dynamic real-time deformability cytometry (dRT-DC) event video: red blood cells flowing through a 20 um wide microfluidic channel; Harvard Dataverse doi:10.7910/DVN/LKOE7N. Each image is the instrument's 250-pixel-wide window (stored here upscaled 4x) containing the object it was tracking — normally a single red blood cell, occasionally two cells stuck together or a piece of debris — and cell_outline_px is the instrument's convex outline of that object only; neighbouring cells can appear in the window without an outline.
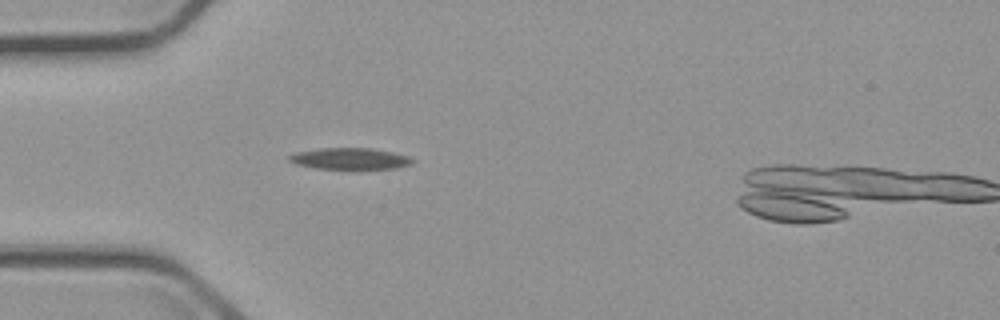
{"species": "common noctule bat (a hibernating species)", "species_latin": "Nyctalus noctula", "temperature_condition": "cold", "stored_images_in_passage": 5, "camera_frame_rate_fps": 3000, "um_per_image_px": 0.085, "animal": {"sex": "male", "body_mass_g": 23.1, "forearm_length_mm": 52.7}, "frame": {"image": 1, "passage_image": 4, "time_ms": 3.333, "image_size_px": [1000, 320], "cell_outline_px": [[416, 160], [412, 164], [396, 168], [316, 168], [296, 164], [288, 160], [284, 156], [296, 152], [316, 148], [372, 148], [392, 152], [408, 156]], "centroid_in_image_um": [29.71, 13.47], "position_along_channel_um": 55.3, "area_um2": 15.37}}